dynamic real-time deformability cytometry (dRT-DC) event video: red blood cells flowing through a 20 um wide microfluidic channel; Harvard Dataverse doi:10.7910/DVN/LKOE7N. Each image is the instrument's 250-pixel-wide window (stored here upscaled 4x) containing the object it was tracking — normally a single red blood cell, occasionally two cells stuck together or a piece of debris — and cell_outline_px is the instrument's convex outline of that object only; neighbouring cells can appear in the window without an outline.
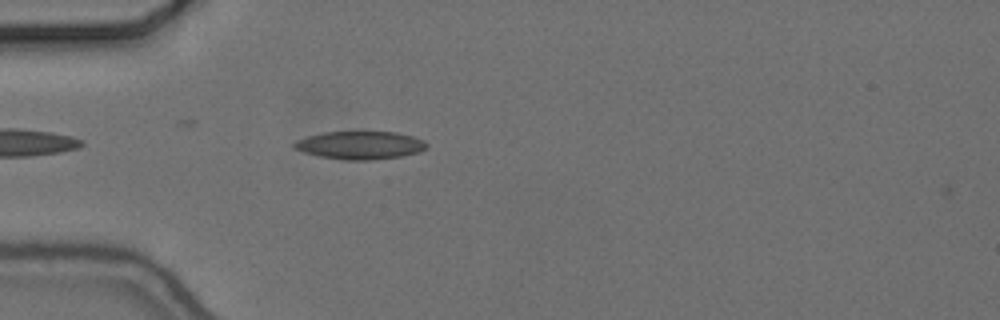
{"species": "common noctule bat (a hibernating species)", "species_latin": "Nyctalus noctula", "temperature_condition": "cold", "stored_images_in_passage": 34, "camera_frame_rate_fps": 3000, "um_per_image_px": 0.085, "animal": {"sex": "female", "body_mass_g": 24.6, "forearm_length_mm": 56.2}, "frame": {"image": 1, "passage_image": 1, "time_ms": 0.0, "image_size_px": [1000, 320], "cell_outline_px": [[428, 148], [420, 152], [404, 156], [372, 160], [344, 160], [320, 156], [304, 152], [296, 148], [292, 144], [296, 140], [308, 136], [324, 132], [396, 132], [412, 136], [424, 140], [428, 144]], "centroid_in_image_um": [30.67, 12.35], "position_along_channel_um": 54.3, "area_um2": 21.68}}
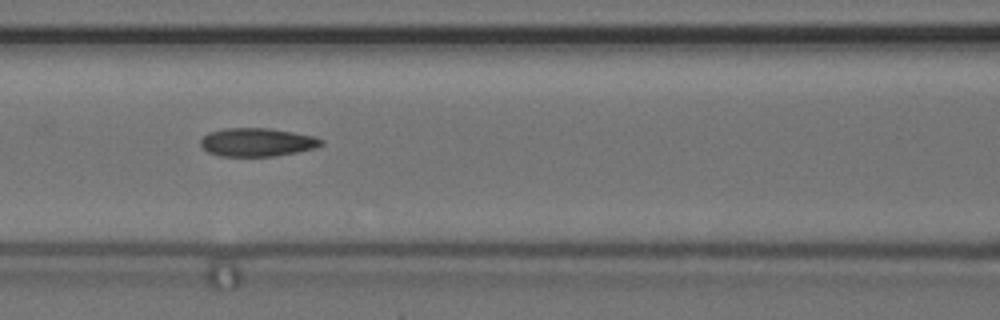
{"frame": {"image": 2, "passage_image": 9, "time_ms": 2.667, "image_size_px": [1000, 320], "cell_outline_px": [[324, 144], [316, 148], [276, 156], [220, 156], [208, 152], [200, 144], [200, 140], [208, 132], [224, 128], [268, 128], [316, 136], [324, 140]], "centroid_in_image_um": [21.88, 12.08], "position_along_channel_um": 144.7, "area_um2": 20.06}}
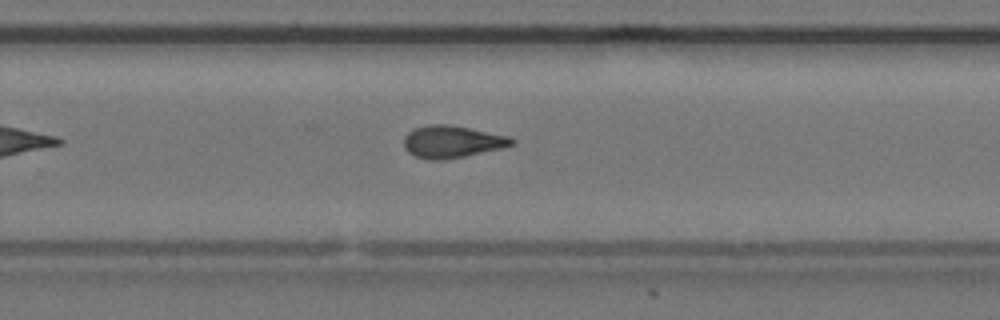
{"frame": {"image": 3, "passage_image": 21, "time_ms": 6.667, "image_size_px": [1000, 320], "cell_outline_px": [[516, 144], [504, 148], [444, 160], [432, 160], [416, 156], [408, 152], [404, 148], [404, 136], [412, 128], [428, 124], [448, 124], [512, 136], [516, 140]], "centroid_in_image_um": [38.46, 12.03], "position_along_channel_um": 291.3, "area_um2": 20.58}, "authors_computed_cell_mechanics": {"area_um2": 20.0855, "velocity_mm_per_s": 3.6732, "shape_relaxation_time_tau1_ms": null, "shape_relaxation_time_tau2_ms": 2.7253, "deformation_change_tau1": null, "deformation_change_tau2": 0.0964}}